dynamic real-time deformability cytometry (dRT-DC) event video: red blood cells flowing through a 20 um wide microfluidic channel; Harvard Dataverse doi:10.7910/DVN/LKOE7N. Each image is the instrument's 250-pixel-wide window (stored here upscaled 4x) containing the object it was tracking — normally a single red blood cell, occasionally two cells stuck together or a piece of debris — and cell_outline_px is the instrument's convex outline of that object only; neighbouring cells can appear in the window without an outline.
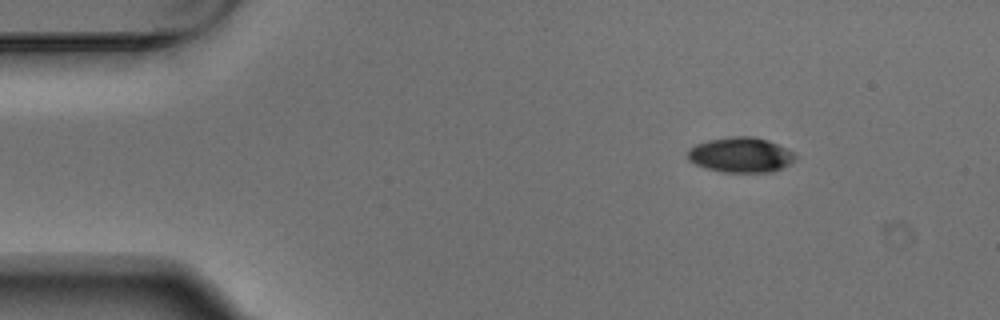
{"species": "Egyptian fruit bat (a non-hibernating species)", "species_latin": "Rousettus aegyptiacus", "temperature_condition": "warm", "stored_images_in_passage": 5, "segment_of_instrument_passage": [2, 2], "camera_frame_rate_fps": 3000, "um_per_image_px": 0.085, "animal": {"sex": "male"}, "frame": {"image": 1, "passage_image": 5, "time_ms": 1.333, "image_size_px": [1000, 320], "cell_outline_px": [[796, 160], [772, 172], [724, 172], [704, 168], [688, 160], [688, 148], [696, 144], [708, 140], [732, 136], [752, 136], [768, 140], [792, 152], [796, 156]], "centroid_in_image_um": [62.92, 13.16], "position_along_channel_um": 22.1, "area_um2": 21.91}}